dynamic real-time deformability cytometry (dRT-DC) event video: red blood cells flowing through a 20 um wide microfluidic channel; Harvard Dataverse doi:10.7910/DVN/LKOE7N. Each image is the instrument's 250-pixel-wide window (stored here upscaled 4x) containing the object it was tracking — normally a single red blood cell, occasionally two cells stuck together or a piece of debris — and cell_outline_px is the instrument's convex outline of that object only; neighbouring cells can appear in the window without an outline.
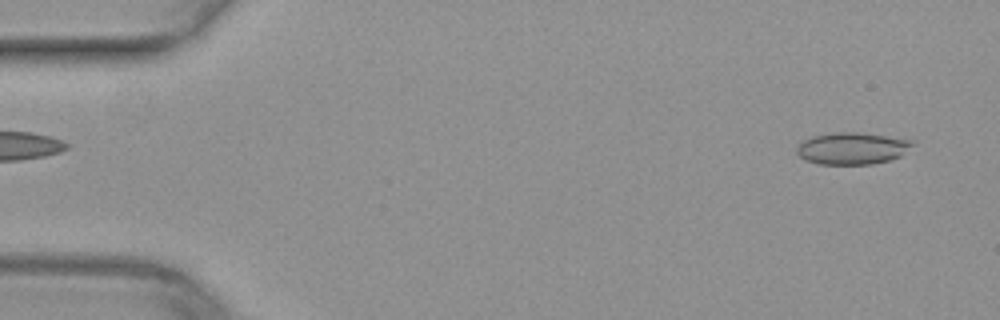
{"species": "common noctule bat (a hibernating species)", "species_latin": "Nyctalus noctula", "temperature_condition": "warm", "stored_images_in_passage": 9, "camera_frame_rate_fps": 3000, "um_per_image_px": 0.085, "animal": {"sex": "female", "body_mass_g": 29.2, "forearm_length_mm": 56.3}, "frame": {"image": 1, "passage_image": 2, "time_ms": 0.333, "image_size_px": [1000, 320], "cell_outline_px": [[916, 144], [900, 156], [888, 160], [872, 164], [820, 164], [804, 160], [796, 152], [796, 144], [808, 136], [836, 132], [860, 132], [916, 140]], "centroid_in_image_um": [72.42, 12.59], "position_along_channel_um": 12.6, "area_um2": 21.96}}